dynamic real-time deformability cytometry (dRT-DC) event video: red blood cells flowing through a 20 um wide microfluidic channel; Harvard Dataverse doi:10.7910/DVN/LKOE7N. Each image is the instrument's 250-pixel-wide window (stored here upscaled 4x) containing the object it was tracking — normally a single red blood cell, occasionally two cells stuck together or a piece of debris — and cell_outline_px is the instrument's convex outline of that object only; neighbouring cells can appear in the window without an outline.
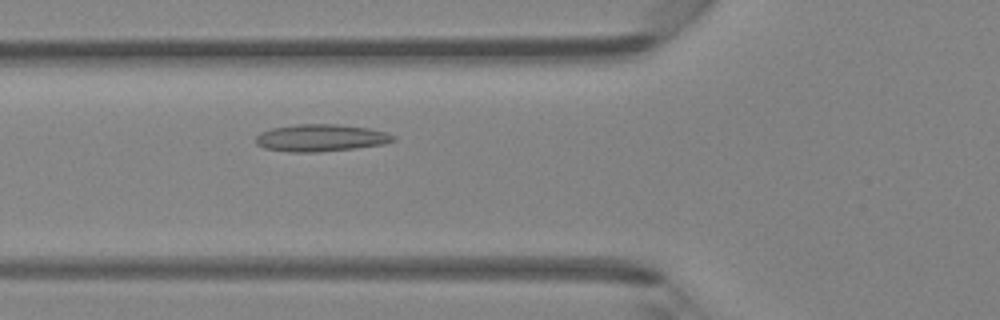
{"species": "Egyptian fruit bat (a non-hibernating species)", "species_latin": "Rousettus aegyptiacus", "temperature_condition": "room temperature", "stored_images_in_passage": 46, "segment_of_instrument_passage": [1, 2], "camera_frame_rate_fps": 3000, "um_per_image_px": 0.085, "animal": {"sex": "female"}, "frame": {"image": 1, "passage_image": 15, "time_ms": 4.667, "image_size_px": [1000, 320], "cell_outline_px": [[396, 140], [384, 144], [356, 148], [320, 152], [288, 152], [264, 148], [256, 144], [256, 136], [260, 132], [272, 128], [296, 124], [336, 124], [368, 128], [384, 132], [396, 136]], "centroid_in_image_um": [27.25, 11.72], "position_along_channel_um": 98.5, "area_um2": 21.85}}
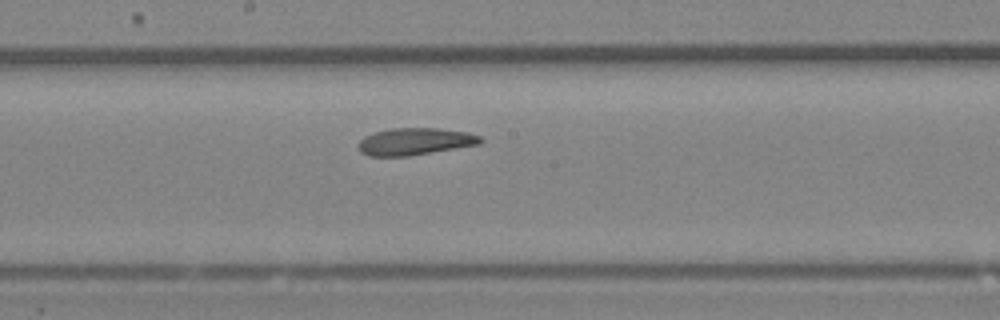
{"frame": {"image": 2, "passage_image": 23, "time_ms": 7.333, "image_size_px": [1000, 320], "cell_outline_px": [[484, 140], [480, 144], [408, 156], [368, 156], [360, 152], [360, 140], [364, 136], [372, 132], [392, 128], [436, 128], [468, 132], [480, 136]], "centroid_in_image_um": [35.27, 12.02], "position_along_channel_um": 212.9, "area_um2": 19.25}}
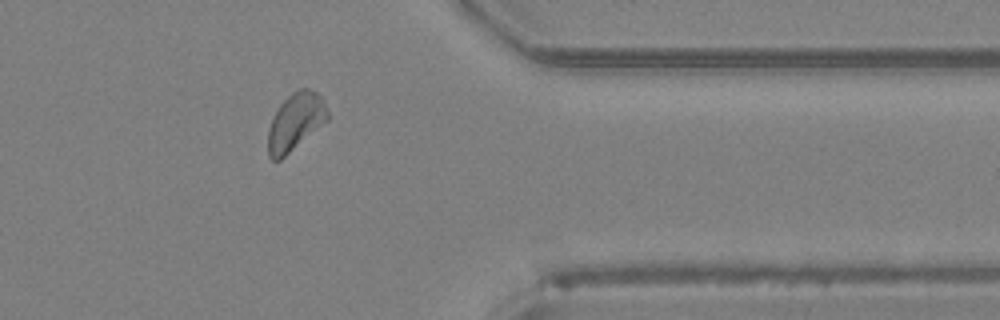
{"frame": {"image": 3, "passage_image": 36, "time_ms": 11.667, "image_size_px": [1000, 320], "cell_outline_px": [[328, 120], [280, 160], [272, 160], [268, 156], [268, 128], [272, 116], [280, 104], [292, 92], [300, 88], [308, 88], [316, 92], [320, 96], [328, 112]], "centroid_in_image_um": [25.08, 10.35], "position_along_channel_um": 386.3, "area_um2": 19.77}}